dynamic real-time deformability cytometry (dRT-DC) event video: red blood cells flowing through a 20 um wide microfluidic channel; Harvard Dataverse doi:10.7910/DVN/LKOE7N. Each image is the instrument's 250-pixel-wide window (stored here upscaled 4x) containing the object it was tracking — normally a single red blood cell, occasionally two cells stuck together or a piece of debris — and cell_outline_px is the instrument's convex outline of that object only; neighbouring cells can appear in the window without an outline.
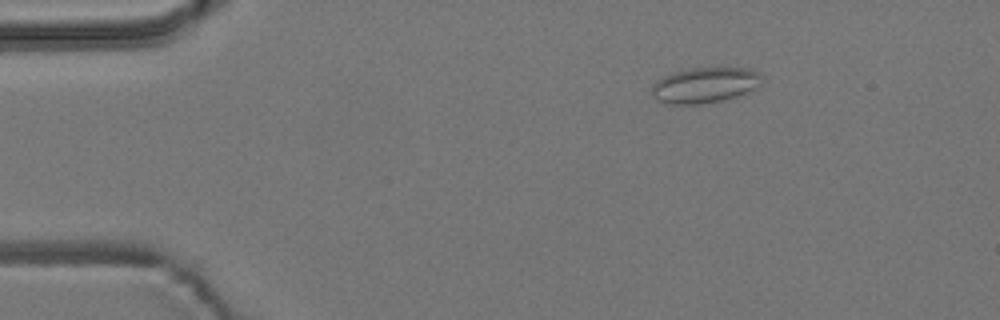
{"species": "common noctule bat (a hibernating species)", "species_latin": "Nyctalus noctula", "temperature_condition": "room temperature", "stored_images_in_passage": 56, "camera_frame_rate_fps": 3000, "um_per_image_px": 0.085, "animal": {"sex": "male", "body_mass_g": 19.2, "forearm_length_mm": 51.8}, "frame": {"image": 1, "passage_image": 9, "time_ms": 2.667, "image_size_px": [1000, 320], "cell_outline_px": [[764, 80], [760, 84], [748, 92], [736, 96], [720, 100], [700, 104], [672, 104], [656, 100], [652, 92], [652, 84], [656, 80], [664, 76], [676, 72], [692, 68], [748, 68], [760, 72]], "centroid_in_image_um": [59.93, 7.23], "position_along_channel_um": 25.1, "area_um2": 22.66}}
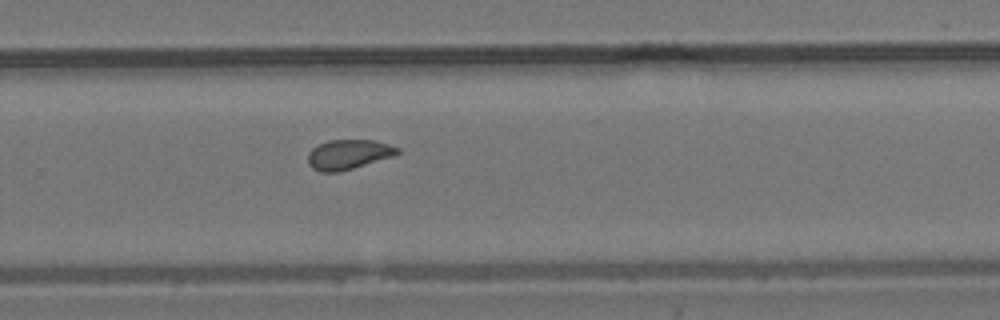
{"frame": {"image": 2, "passage_image": 37, "time_ms": 12.0, "image_size_px": [1000, 320], "cell_outline_px": [[400, 152], [392, 156], [340, 172], [320, 172], [312, 168], [308, 164], [308, 152], [312, 148], [328, 140], [372, 140], [388, 144], [400, 148]], "centroid_in_image_um": [29.58, 13.13], "position_along_channel_um": 300.2, "area_um2": 15.43}}
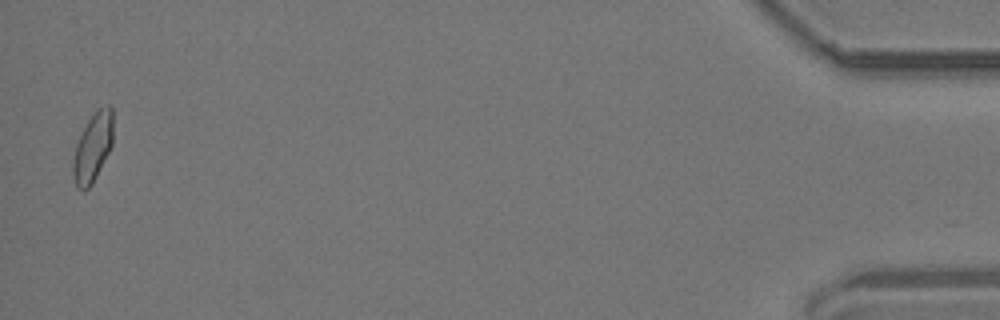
{"frame": {"image": 3, "passage_image": 55, "time_ms": 18.0, "image_size_px": [1000, 320], "cell_outline_px": [[112, 144], [92, 184], [84, 192], [76, 188], [72, 176], [72, 160], [76, 144], [88, 120], [96, 108], [108, 104], [112, 108]], "centroid_in_image_um": [7.86, 12.54], "position_along_channel_um": 427.3, "area_um2": 16.13}, "authors_computed_cell_mechanics": {"area_um2": 16.0395, "velocity_mm_per_s": 3.7116, "shape_relaxation_time_tau1_ms": 9.5514, "shape_relaxation_time_tau2_ms": 1.1772, "deformation_change_tau1": 0.1525, "deformation_change_tau2": 0.0695}}